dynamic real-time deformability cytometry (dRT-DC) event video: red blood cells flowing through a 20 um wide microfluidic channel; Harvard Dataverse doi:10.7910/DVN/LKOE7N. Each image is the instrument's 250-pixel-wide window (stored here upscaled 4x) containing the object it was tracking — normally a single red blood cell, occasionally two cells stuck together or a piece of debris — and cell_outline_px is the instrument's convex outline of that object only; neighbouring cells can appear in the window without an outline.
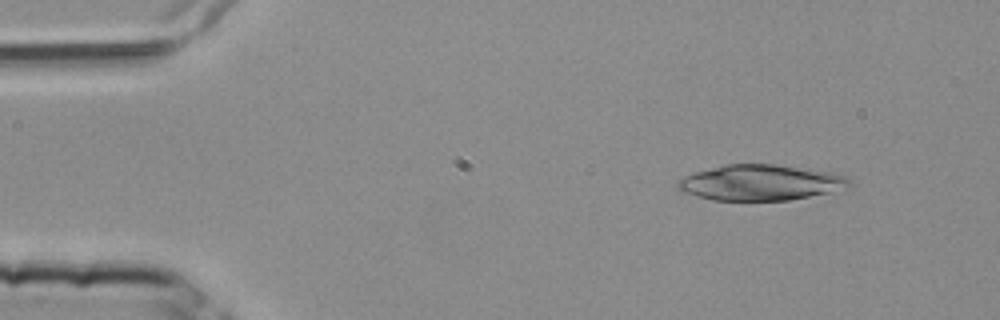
{"species": "common noctule bat (a hibernating species)", "species_latin": "Nyctalus noctula", "temperature_condition": "room temperature", "stored_images_in_passage": 3, "camera_frame_rate_fps": 3000, "um_per_image_px": 0.085, "animal": {"sex": "female", "body_mass_g": 25.1}, "frame": {"image": 1, "passage_image": 1, "time_ms": 0.0, "image_size_px": [1000, 320], "cell_outline_px": [[848, 184], [828, 192], [788, 200], [712, 200], [684, 192], [676, 184], [684, 176], [696, 172], [724, 164], [776, 164], [828, 172], [844, 176], [848, 180]], "centroid_in_image_um": [64.55, 15.51], "position_along_channel_um": 20.5, "area_um2": 34.68}}